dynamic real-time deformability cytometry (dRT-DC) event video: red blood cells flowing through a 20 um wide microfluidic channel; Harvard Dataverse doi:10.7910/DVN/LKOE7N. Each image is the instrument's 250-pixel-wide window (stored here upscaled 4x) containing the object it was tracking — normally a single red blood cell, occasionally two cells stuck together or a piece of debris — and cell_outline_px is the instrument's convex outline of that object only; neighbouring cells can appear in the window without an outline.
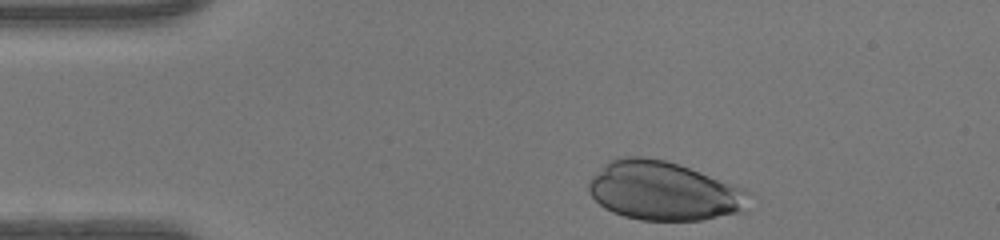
{"species": "human", "species_latin": "Homo sapiens", "temperature_condition": "warm", "stored_images_in_passage": 31, "camera_frame_rate_fps": 3000, "um_per_image_px": 0.085, "donor": {"sex": "female"}, "frame": {"image": 1, "passage_image": 1, "time_ms": 0.0, "image_size_px": [1000, 240], "cell_outline_px": [[748, 192], [744, 212], [700, 220], [640, 220], [624, 216], [612, 212], [604, 208], [588, 192], [588, 180], [608, 160], [620, 156], [644, 156], [664, 160], [700, 172], [744, 188]], "centroid_in_image_um": [56.36, 16.23], "position_along_channel_um": 28.6, "area_um2": 54.85}}
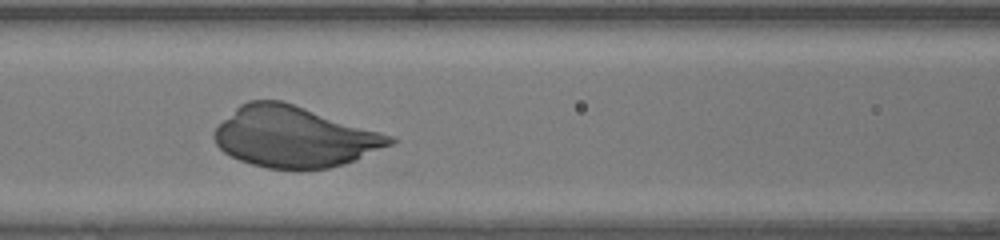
{"frame": {"image": 2, "passage_image": 13, "time_ms": 4.0, "image_size_px": [1000, 240], "cell_outline_px": [[396, 140], [392, 144], [344, 164], [328, 168], [268, 168], [252, 164], [240, 160], [224, 152], [216, 144], [212, 136], [212, 132], [240, 104], [248, 100], [280, 100], [380, 132], [392, 136]], "centroid_in_image_um": [24.96, 11.63], "position_along_channel_um": 141.6, "area_um2": 61.09}}
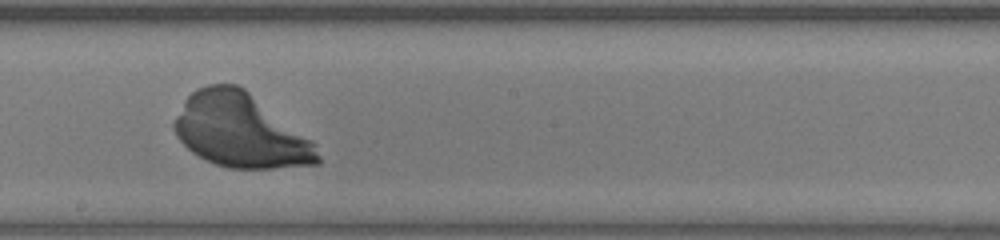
{"frame": {"image": 3, "passage_image": 19, "time_ms": 6.0, "image_size_px": [1000, 240], "cell_outline_px": [[320, 164], [272, 168], [228, 168], [216, 164], [192, 152], [176, 136], [172, 128], [172, 124], [184, 100], [196, 88], [208, 84], [236, 84], [244, 88], [312, 140], [316, 144], [320, 156]], "centroid_in_image_um": [20.42, 11.1], "position_along_channel_um": 227.8, "area_um2": 61.5}}